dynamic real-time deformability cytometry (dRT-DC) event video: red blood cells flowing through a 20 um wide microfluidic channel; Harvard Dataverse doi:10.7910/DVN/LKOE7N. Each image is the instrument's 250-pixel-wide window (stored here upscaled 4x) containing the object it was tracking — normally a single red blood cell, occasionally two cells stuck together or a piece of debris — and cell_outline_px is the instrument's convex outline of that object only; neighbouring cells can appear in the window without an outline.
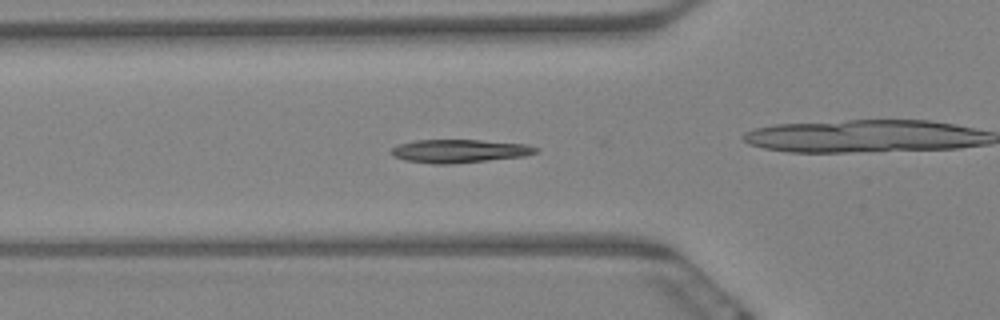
{"species": "Egyptian fruit bat (a non-hibernating species)", "species_latin": "Rousettus aegyptiacus", "temperature_condition": "warm", "stored_images_in_passage": 11, "camera_frame_rate_fps": 3000, "um_per_image_px": 0.085, "animal": {"sex": "female"}, "frame": {"image": 1, "passage_image": 9, "time_ms": 2.667, "image_size_px": [1000, 320], "cell_outline_px": [[540, 148], [536, 152], [524, 156], [452, 164], [432, 164], [404, 160], [392, 156], [388, 152], [392, 148], [400, 144], [416, 140], [480, 140], [528, 144]], "centroid_in_image_um": [39.02, 12.84], "position_along_channel_um": 86.8, "area_um2": 19.71}}